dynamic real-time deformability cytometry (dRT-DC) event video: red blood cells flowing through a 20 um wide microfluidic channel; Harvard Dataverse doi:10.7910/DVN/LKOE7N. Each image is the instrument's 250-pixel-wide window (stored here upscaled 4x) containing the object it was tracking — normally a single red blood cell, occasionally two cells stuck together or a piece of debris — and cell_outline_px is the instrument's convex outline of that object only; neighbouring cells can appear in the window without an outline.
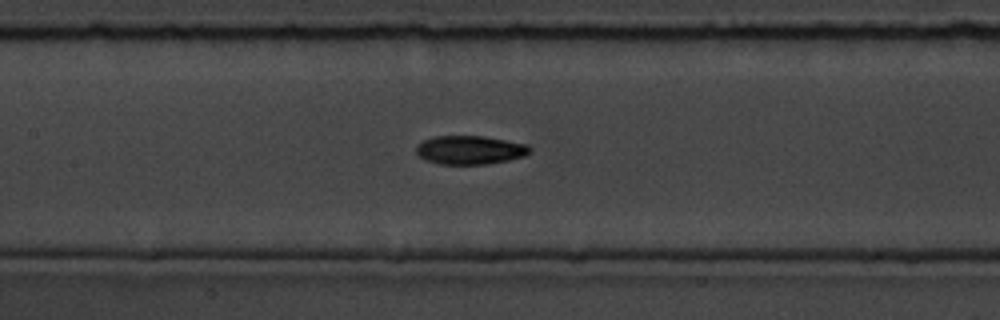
{"species": "common noctule bat (a hibernating species)", "species_latin": "Nyctalus noctula", "temperature_condition": "room temperature", "stored_images_in_passage": 9, "segment_of_instrument_passage": [2, 2], "camera_frame_rate_fps": 3000, "um_per_image_px": 0.085, "animal": {"sex": "male", "body_mass_g": 19.5, "forearm_length_mm": 54.6}, "frame": {"image": 1, "passage_image": 9, "time_ms": 10.0, "image_size_px": [1000, 320], "cell_outline_px": [[532, 148], [524, 156], [508, 160], [488, 164], [440, 164], [424, 160], [416, 152], [416, 144], [424, 140], [436, 136], [484, 136], [528, 144]], "centroid_in_image_um": [39.94, 12.75], "position_along_channel_um": 167.5, "area_um2": 19.02}}